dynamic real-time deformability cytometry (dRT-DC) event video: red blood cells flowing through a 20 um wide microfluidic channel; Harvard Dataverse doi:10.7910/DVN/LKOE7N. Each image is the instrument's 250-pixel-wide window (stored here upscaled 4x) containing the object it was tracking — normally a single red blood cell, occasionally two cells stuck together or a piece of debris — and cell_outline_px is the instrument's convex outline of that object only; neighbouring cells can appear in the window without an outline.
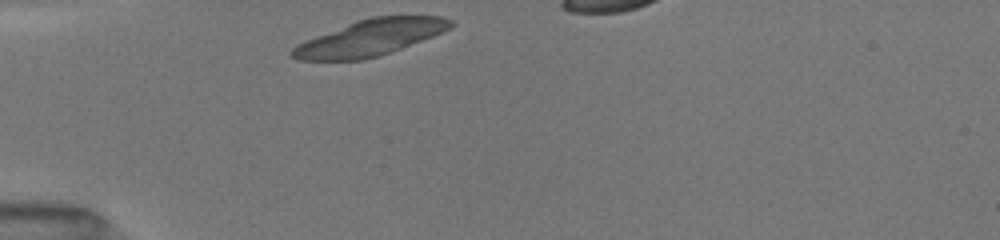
{"species": "common noctule bat (a hibernating species)", "species_latin": "Nyctalus noctula", "temperature_condition": "room temperature", "stored_images_in_passage": 6, "camera_frame_rate_fps": 3000, "um_per_image_px": 0.085, "animal": {"sex": "female", "body_mass_g": 19.5, "forearm_length_mm": 54.1}, "frame": {"image": 1, "passage_image": 1, "time_ms": 0.0, "image_size_px": [1000, 240], "cell_outline_px": [[456, 24], [432, 36], [380, 56], [364, 60], [300, 60], [292, 56], [288, 52], [296, 44], [304, 40], [356, 20], [372, 16], [440, 16], [452, 20]], "centroid_in_image_um": [31.41, 3.21], "position_along_channel_um": 53.6, "area_um2": 33.23}}